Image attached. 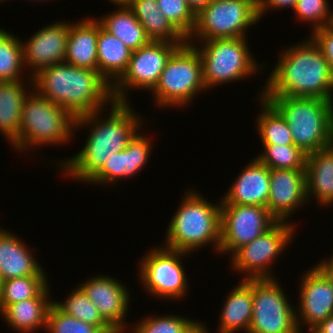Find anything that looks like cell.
Wrapping results in <instances>:
<instances>
[{
  "label": "cell",
  "mask_w": 333,
  "mask_h": 333,
  "mask_svg": "<svg viewBox=\"0 0 333 333\" xmlns=\"http://www.w3.org/2000/svg\"><path fill=\"white\" fill-rule=\"evenodd\" d=\"M262 146L264 151L256 158L269 169L305 170L307 154L295 145L263 144Z\"/></svg>",
  "instance_id": "cell-34"
},
{
  "label": "cell",
  "mask_w": 333,
  "mask_h": 333,
  "mask_svg": "<svg viewBox=\"0 0 333 333\" xmlns=\"http://www.w3.org/2000/svg\"><path fill=\"white\" fill-rule=\"evenodd\" d=\"M97 40V18L88 17L71 23L64 62L79 68L98 71Z\"/></svg>",
  "instance_id": "cell-22"
},
{
  "label": "cell",
  "mask_w": 333,
  "mask_h": 333,
  "mask_svg": "<svg viewBox=\"0 0 333 333\" xmlns=\"http://www.w3.org/2000/svg\"><path fill=\"white\" fill-rule=\"evenodd\" d=\"M190 191L185 193L169 223L165 247L192 253L214 242L218 252L221 243V201L215 205L197 191Z\"/></svg>",
  "instance_id": "cell-4"
},
{
  "label": "cell",
  "mask_w": 333,
  "mask_h": 333,
  "mask_svg": "<svg viewBox=\"0 0 333 333\" xmlns=\"http://www.w3.org/2000/svg\"><path fill=\"white\" fill-rule=\"evenodd\" d=\"M129 106L128 102L111 103L107 119L100 120L101 110L76 118L75 129L90 124L91 132L79 153L60 162L65 175L86 183L113 154L127 147L143 125V119Z\"/></svg>",
  "instance_id": "cell-1"
},
{
  "label": "cell",
  "mask_w": 333,
  "mask_h": 333,
  "mask_svg": "<svg viewBox=\"0 0 333 333\" xmlns=\"http://www.w3.org/2000/svg\"><path fill=\"white\" fill-rule=\"evenodd\" d=\"M312 32L310 37L321 49L333 72V27L327 25Z\"/></svg>",
  "instance_id": "cell-39"
},
{
  "label": "cell",
  "mask_w": 333,
  "mask_h": 333,
  "mask_svg": "<svg viewBox=\"0 0 333 333\" xmlns=\"http://www.w3.org/2000/svg\"><path fill=\"white\" fill-rule=\"evenodd\" d=\"M128 7L151 41L186 43L187 39L161 13L157 0H131Z\"/></svg>",
  "instance_id": "cell-27"
},
{
  "label": "cell",
  "mask_w": 333,
  "mask_h": 333,
  "mask_svg": "<svg viewBox=\"0 0 333 333\" xmlns=\"http://www.w3.org/2000/svg\"><path fill=\"white\" fill-rule=\"evenodd\" d=\"M79 286L113 329L125 331L126 319L124 318L128 313L130 301V293L126 286L117 278L105 275L86 280Z\"/></svg>",
  "instance_id": "cell-17"
},
{
  "label": "cell",
  "mask_w": 333,
  "mask_h": 333,
  "mask_svg": "<svg viewBox=\"0 0 333 333\" xmlns=\"http://www.w3.org/2000/svg\"><path fill=\"white\" fill-rule=\"evenodd\" d=\"M131 55L132 50L98 22V71L111 85L126 71Z\"/></svg>",
  "instance_id": "cell-26"
},
{
  "label": "cell",
  "mask_w": 333,
  "mask_h": 333,
  "mask_svg": "<svg viewBox=\"0 0 333 333\" xmlns=\"http://www.w3.org/2000/svg\"><path fill=\"white\" fill-rule=\"evenodd\" d=\"M275 278L252 279V319L248 333H301L296 309Z\"/></svg>",
  "instance_id": "cell-10"
},
{
  "label": "cell",
  "mask_w": 333,
  "mask_h": 333,
  "mask_svg": "<svg viewBox=\"0 0 333 333\" xmlns=\"http://www.w3.org/2000/svg\"><path fill=\"white\" fill-rule=\"evenodd\" d=\"M69 23V24H68ZM56 22L37 31L25 44L22 41L24 65L35 75L42 68L65 61L70 22Z\"/></svg>",
  "instance_id": "cell-16"
},
{
  "label": "cell",
  "mask_w": 333,
  "mask_h": 333,
  "mask_svg": "<svg viewBox=\"0 0 333 333\" xmlns=\"http://www.w3.org/2000/svg\"><path fill=\"white\" fill-rule=\"evenodd\" d=\"M161 13L188 39L194 31L196 14L186 0H157Z\"/></svg>",
  "instance_id": "cell-36"
},
{
  "label": "cell",
  "mask_w": 333,
  "mask_h": 333,
  "mask_svg": "<svg viewBox=\"0 0 333 333\" xmlns=\"http://www.w3.org/2000/svg\"><path fill=\"white\" fill-rule=\"evenodd\" d=\"M2 284H3V279H2L1 274H0V293H1V290H2Z\"/></svg>",
  "instance_id": "cell-47"
},
{
  "label": "cell",
  "mask_w": 333,
  "mask_h": 333,
  "mask_svg": "<svg viewBox=\"0 0 333 333\" xmlns=\"http://www.w3.org/2000/svg\"><path fill=\"white\" fill-rule=\"evenodd\" d=\"M22 41L0 28V81H21L24 67Z\"/></svg>",
  "instance_id": "cell-33"
},
{
  "label": "cell",
  "mask_w": 333,
  "mask_h": 333,
  "mask_svg": "<svg viewBox=\"0 0 333 333\" xmlns=\"http://www.w3.org/2000/svg\"><path fill=\"white\" fill-rule=\"evenodd\" d=\"M267 100L284 117L294 145L305 154L333 144V100L286 96H270Z\"/></svg>",
  "instance_id": "cell-5"
},
{
  "label": "cell",
  "mask_w": 333,
  "mask_h": 333,
  "mask_svg": "<svg viewBox=\"0 0 333 333\" xmlns=\"http://www.w3.org/2000/svg\"><path fill=\"white\" fill-rule=\"evenodd\" d=\"M310 333H333V315L321 322Z\"/></svg>",
  "instance_id": "cell-41"
},
{
  "label": "cell",
  "mask_w": 333,
  "mask_h": 333,
  "mask_svg": "<svg viewBox=\"0 0 333 333\" xmlns=\"http://www.w3.org/2000/svg\"><path fill=\"white\" fill-rule=\"evenodd\" d=\"M259 20L258 0H212L196 14L193 37L201 41L243 38Z\"/></svg>",
  "instance_id": "cell-9"
},
{
  "label": "cell",
  "mask_w": 333,
  "mask_h": 333,
  "mask_svg": "<svg viewBox=\"0 0 333 333\" xmlns=\"http://www.w3.org/2000/svg\"><path fill=\"white\" fill-rule=\"evenodd\" d=\"M133 333H202V322L176 315L149 316L132 329Z\"/></svg>",
  "instance_id": "cell-35"
},
{
  "label": "cell",
  "mask_w": 333,
  "mask_h": 333,
  "mask_svg": "<svg viewBox=\"0 0 333 333\" xmlns=\"http://www.w3.org/2000/svg\"><path fill=\"white\" fill-rule=\"evenodd\" d=\"M47 286L37 297L8 305L0 314L11 328L21 333L46 329L47 313L53 303ZM40 327V328H39Z\"/></svg>",
  "instance_id": "cell-24"
},
{
  "label": "cell",
  "mask_w": 333,
  "mask_h": 333,
  "mask_svg": "<svg viewBox=\"0 0 333 333\" xmlns=\"http://www.w3.org/2000/svg\"><path fill=\"white\" fill-rule=\"evenodd\" d=\"M53 302L66 315L99 327L104 333L113 330L80 286H77L76 290H72L64 302Z\"/></svg>",
  "instance_id": "cell-31"
},
{
  "label": "cell",
  "mask_w": 333,
  "mask_h": 333,
  "mask_svg": "<svg viewBox=\"0 0 333 333\" xmlns=\"http://www.w3.org/2000/svg\"><path fill=\"white\" fill-rule=\"evenodd\" d=\"M278 220L268 208L254 205H221L219 253H234L270 229ZM226 252V253H225Z\"/></svg>",
  "instance_id": "cell-14"
},
{
  "label": "cell",
  "mask_w": 333,
  "mask_h": 333,
  "mask_svg": "<svg viewBox=\"0 0 333 333\" xmlns=\"http://www.w3.org/2000/svg\"><path fill=\"white\" fill-rule=\"evenodd\" d=\"M207 330H208V329L205 327V325H204V326L202 325V333H208Z\"/></svg>",
  "instance_id": "cell-48"
},
{
  "label": "cell",
  "mask_w": 333,
  "mask_h": 333,
  "mask_svg": "<svg viewBox=\"0 0 333 333\" xmlns=\"http://www.w3.org/2000/svg\"><path fill=\"white\" fill-rule=\"evenodd\" d=\"M307 198L314 196L319 205L333 202V144L310 153L306 158Z\"/></svg>",
  "instance_id": "cell-23"
},
{
  "label": "cell",
  "mask_w": 333,
  "mask_h": 333,
  "mask_svg": "<svg viewBox=\"0 0 333 333\" xmlns=\"http://www.w3.org/2000/svg\"><path fill=\"white\" fill-rule=\"evenodd\" d=\"M161 247L151 249L142 258V263L140 261V282L148 294L150 292L153 296L177 300L186 295L189 287L180 260L190 253Z\"/></svg>",
  "instance_id": "cell-12"
},
{
  "label": "cell",
  "mask_w": 333,
  "mask_h": 333,
  "mask_svg": "<svg viewBox=\"0 0 333 333\" xmlns=\"http://www.w3.org/2000/svg\"><path fill=\"white\" fill-rule=\"evenodd\" d=\"M212 0H186L188 6L197 14L203 7H205Z\"/></svg>",
  "instance_id": "cell-42"
},
{
  "label": "cell",
  "mask_w": 333,
  "mask_h": 333,
  "mask_svg": "<svg viewBox=\"0 0 333 333\" xmlns=\"http://www.w3.org/2000/svg\"><path fill=\"white\" fill-rule=\"evenodd\" d=\"M185 43L150 41L147 45L132 51L128 67L112 85L114 102H128L129 88L153 90L161 72L172 53Z\"/></svg>",
  "instance_id": "cell-11"
},
{
  "label": "cell",
  "mask_w": 333,
  "mask_h": 333,
  "mask_svg": "<svg viewBox=\"0 0 333 333\" xmlns=\"http://www.w3.org/2000/svg\"><path fill=\"white\" fill-rule=\"evenodd\" d=\"M300 285V305L296 310L297 326L299 331L303 332L302 324L306 323L310 333L321 322L333 315V288L316 266L306 271Z\"/></svg>",
  "instance_id": "cell-15"
},
{
  "label": "cell",
  "mask_w": 333,
  "mask_h": 333,
  "mask_svg": "<svg viewBox=\"0 0 333 333\" xmlns=\"http://www.w3.org/2000/svg\"><path fill=\"white\" fill-rule=\"evenodd\" d=\"M307 201L305 170L270 169L267 208L278 221L288 220Z\"/></svg>",
  "instance_id": "cell-18"
},
{
  "label": "cell",
  "mask_w": 333,
  "mask_h": 333,
  "mask_svg": "<svg viewBox=\"0 0 333 333\" xmlns=\"http://www.w3.org/2000/svg\"><path fill=\"white\" fill-rule=\"evenodd\" d=\"M32 93L23 101L19 135L11 142L12 146L27 151L32 146L68 142L72 129L75 130L76 118L35 89Z\"/></svg>",
  "instance_id": "cell-6"
},
{
  "label": "cell",
  "mask_w": 333,
  "mask_h": 333,
  "mask_svg": "<svg viewBox=\"0 0 333 333\" xmlns=\"http://www.w3.org/2000/svg\"><path fill=\"white\" fill-rule=\"evenodd\" d=\"M118 8L97 20L101 27L120 39L132 51L147 45L151 40L132 10L128 6Z\"/></svg>",
  "instance_id": "cell-29"
},
{
  "label": "cell",
  "mask_w": 333,
  "mask_h": 333,
  "mask_svg": "<svg viewBox=\"0 0 333 333\" xmlns=\"http://www.w3.org/2000/svg\"><path fill=\"white\" fill-rule=\"evenodd\" d=\"M330 26L333 27V11H332V18H331V23H330Z\"/></svg>",
  "instance_id": "cell-49"
},
{
  "label": "cell",
  "mask_w": 333,
  "mask_h": 333,
  "mask_svg": "<svg viewBox=\"0 0 333 333\" xmlns=\"http://www.w3.org/2000/svg\"><path fill=\"white\" fill-rule=\"evenodd\" d=\"M298 0H258V15L259 19L262 18L263 14L268 9H276V8H285V7H292V9L295 8L296 2Z\"/></svg>",
  "instance_id": "cell-40"
},
{
  "label": "cell",
  "mask_w": 333,
  "mask_h": 333,
  "mask_svg": "<svg viewBox=\"0 0 333 333\" xmlns=\"http://www.w3.org/2000/svg\"><path fill=\"white\" fill-rule=\"evenodd\" d=\"M192 41L187 42L193 44L200 54L206 89L257 73L258 67L250 54L246 37L205 40L201 41L204 43L202 48Z\"/></svg>",
  "instance_id": "cell-8"
},
{
  "label": "cell",
  "mask_w": 333,
  "mask_h": 333,
  "mask_svg": "<svg viewBox=\"0 0 333 333\" xmlns=\"http://www.w3.org/2000/svg\"><path fill=\"white\" fill-rule=\"evenodd\" d=\"M16 234L0 230V274L3 281L30 275H45L43 267ZM29 250V251H28Z\"/></svg>",
  "instance_id": "cell-21"
},
{
  "label": "cell",
  "mask_w": 333,
  "mask_h": 333,
  "mask_svg": "<svg viewBox=\"0 0 333 333\" xmlns=\"http://www.w3.org/2000/svg\"><path fill=\"white\" fill-rule=\"evenodd\" d=\"M252 279H243L227 297L219 319L218 333H236L248 330L252 319Z\"/></svg>",
  "instance_id": "cell-25"
},
{
  "label": "cell",
  "mask_w": 333,
  "mask_h": 333,
  "mask_svg": "<svg viewBox=\"0 0 333 333\" xmlns=\"http://www.w3.org/2000/svg\"><path fill=\"white\" fill-rule=\"evenodd\" d=\"M270 169L257 158L250 161L228 189L221 205H254L267 208Z\"/></svg>",
  "instance_id": "cell-20"
},
{
  "label": "cell",
  "mask_w": 333,
  "mask_h": 333,
  "mask_svg": "<svg viewBox=\"0 0 333 333\" xmlns=\"http://www.w3.org/2000/svg\"><path fill=\"white\" fill-rule=\"evenodd\" d=\"M206 90L202 60L190 43L179 46L168 59L152 90L157 106H186L197 93Z\"/></svg>",
  "instance_id": "cell-7"
},
{
  "label": "cell",
  "mask_w": 333,
  "mask_h": 333,
  "mask_svg": "<svg viewBox=\"0 0 333 333\" xmlns=\"http://www.w3.org/2000/svg\"><path fill=\"white\" fill-rule=\"evenodd\" d=\"M296 45L284 49L279 56L261 97L266 100L270 96L333 100V72L321 49L311 37Z\"/></svg>",
  "instance_id": "cell-2"
},
{
  "label": "cell",
  "mask_w": 333,
  "mask_h": 333,
  "mask_svg": "<svg viewBox=\"0 0 333 333\" xmlns=\"http://www.w3.org/2000/svg\"><path fill=\"white\" fill-rule=\"evenodd\" d=\"M294 228L288 221H277L261 236L232 254V268L236 269V272L241 271L240 274H246L245 280L275 278L269 266L291 242Z\"/></svg>",
  "instance_id": "cell-13"
},
{
  "label": "cell",
  "mask_w": 333,
  "mask_h": 333,
  "mask_svg": "<svg viewBox=\"0 0 333 333\" xmlns=\"http://www.w3.org/2000/svg\"><path fill=\"white\" fill-rule=\"evenodd\" d=\"M31 78V88L75 118L98 112L106 103L114 102L112 85L97 70L62 62L42 68Z\"/></svg>",
  "instance_id": "cell-3"
},
{
  "label": "cell",
  "mask_w": 333,
  "mask_h": 333,
  "mask_svg": "<svg viewBox=\"0 0 333 333\" xmlns=\"http://www.w3.org/2000/svg\"><path fill=\"white\" fill-rule=\"evenodd\" d=\"M328 3V0H298L294 12L300 20L313 23L312 31H315L331 23Z\"/></svg>",
  "instance_id": "cell-38"
},
{
  "label": "cell",
  "mask_w": 333,
  "mask_h": 333,
  "mask_svg": "<svg viewBox=\"0 0 333 333\" xmlns=\"http://www.w3.org/2000/svg\"><path fill=\"white\" fill-rule=\"evenodd\" d=\"M46 275H30L3 281L0 313L10 304L37 297L48 285Z\"/></svg>",
  "instance_id": "cell-32"
},
{
  "label": "cell",
  "mask_w": 333,
  "mask_h": 333,
  "mask_svg": "<svg viewBox=\"0 0 333 333\" xmlns=\"http://www.w3.org/2000/svg\"><path fill=\"white\" fill-rule=\"evenodd\" d=\"M322 273H333V256L331 259H325V261L319 262V264L315 265Z\"/></svg>",
  "instance_id": "cell-43"
},
{
  "label": "cell",
  "mask_w": 333,
  "mask_h": 333,
  "mask_svg": "<svg viewBox=\"0 0 333 333\" xmlns=\"http://www.w3.org/2000/svg\"><path fill=\"white\" fill-rule=\"evenodd\" d=\"M22 81H0V132L10 143L19 135L23 101L28 95Z\"/></svg>",
  "instance_id": "cell-28"
},
{
  "label": "cell",
  "mask_w": 333,
  "mask_h": 333,
  "mask_svg": "<svg viewBox=\"0 0 333 333\" xmlns=\"http://www.w3.org/2000/svg\"><path fill=\"white\" fill-rule=\"evenodd\" d=\"M117 6H128L131 0H109Z\"/></svg>",
  "instance_id": "cell-44"
},
{
  "label": "cell",
  "mask_w": 333,
  "mask_h": 333,
  "mask_svg": "<svg viewBox=\"0 0 333 333\" xmlns=\"http://www.w3.org/2000/svg\"><path fill=\"white\" fill-rule=\"evenodd\" d=\"M262 112L257 117V132L262 144L294 145L292 133L279 111L260 96Z\"/></svg>",
  "instance_id": "cell-30"
},
{
  "label": "cell",
  "mask_w": 333,
  "mask_h": 333,
  "mask_svg": "<svg viewBox=\"0 0 333 333\" xmlns=\"http://www.w3.org/2000/svg\"><path fill=\"white\" fill-rule=\"evenodd\" d=\"M138 131L124 150L113 154L88 181L90 184H113L121 178L133 176L144 167L150 157L151 140Z\"/></svg>",
  "instance_id": "cell-19"
},
{
  "label": "cell",
  "mask_w": 333,
  "mask_h": 333,
  "mask_svg": "<svg viewBox=\"0 0 333 333\" xmlns=\"http://www.w3.org/2000/svg\"><path fill=\"white\" fill-rule=\"evenodd\" d=\"M46 331L48 333H104L99 327L66 315L54 302L48 309Z\"/></svg>",
  "instance_id": "cell-37"
},
{
  "label": "cell",
  "mask_w": 333,
  "mask_h": 333,
  "mask_svg": "<svg viewBox=\"0 0 333 333\" xmlns=\"http://www.w3.org/2000/svg\"><path fill=\"white\" fill-rule=\"evenodd\" d=\"M323 274L326 276V278L328 279L333 288V273H323Z\"/></svg>",
  "instance_id": "cell-45"
},
{
  "label": "cell",
  "mask_w": 333,
  "mask_h": 333,
  "mask_svg": "<svg viewBox=\"0 0 333 333\" xmlns=\"http://www.w3.org/2000/svg\"><path fill=\"white\" fill-rule=\"evenodd\" d=\"M106 333H124V331H121V330H118V329H113L109 332H106Z\"/></svg>",
  "instance_id": "cell-46"
}]
</instances>
